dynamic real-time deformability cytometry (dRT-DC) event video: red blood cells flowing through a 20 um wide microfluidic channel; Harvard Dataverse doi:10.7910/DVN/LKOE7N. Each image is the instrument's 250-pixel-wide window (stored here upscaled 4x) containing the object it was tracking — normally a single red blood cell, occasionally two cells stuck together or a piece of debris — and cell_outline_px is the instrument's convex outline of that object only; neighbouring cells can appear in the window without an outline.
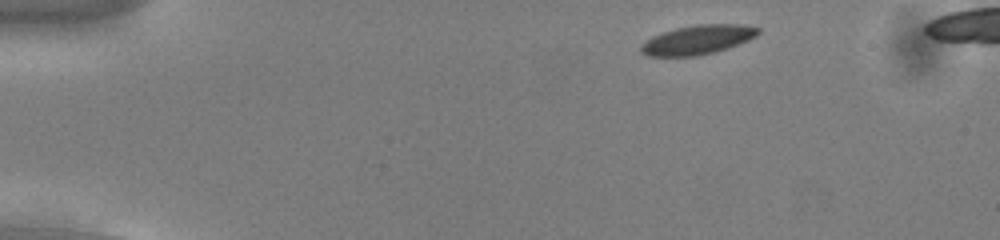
{"species": "common noctule bat (a hibernating species)", "species_latin": "Nyctalus noctula", "temperature_condition": "cold", "stored_images_in_passage": 48, "camera_frame_rate_fps": 3000, "um_per_image_px": 0.085, "animal": {"sex": "male", "body_mass_g": 13.0, "forearm_length_mm": 53.1}, "frame": {"image": 1, "passage_image": 3, "time_ms": 0.667, "image_size_px": [1000, 240], "cell_outline_px": [[760, 32], [756, 36], [748, 40], [716, 52], [696, 56], [648, 56], [640, 52], [640, 44], [652, 36], [676, 28], [696, 24], [740, 24], [760, 28]], "centroid_in_image_um": [59.28, 3.38], "position_along_channel_um": 25.7, "area_um2": 20.0}}
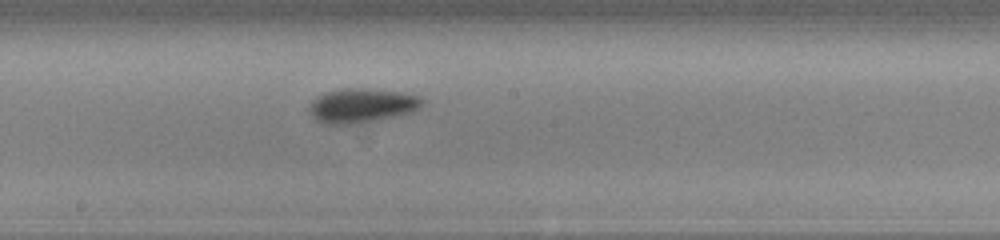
{"frame": {"image": 2, "passage_image": 25, "time_ms": 8.0, "image_size_px": [1000, 240], "cell_outline_px": [[424, 104], [420, 108], [412, 112], [376, 120], [352, 124], [320, 124], [312, 116], [308, 108], [312, 100], [324, 92], [340, 88], [368, 88], [404, 92], [420, 96], [424, 100]], "centroid_in_image_um": [30.75, 8.96], "position_along_channel_um": 217.5, "area_um2": 22.95}}
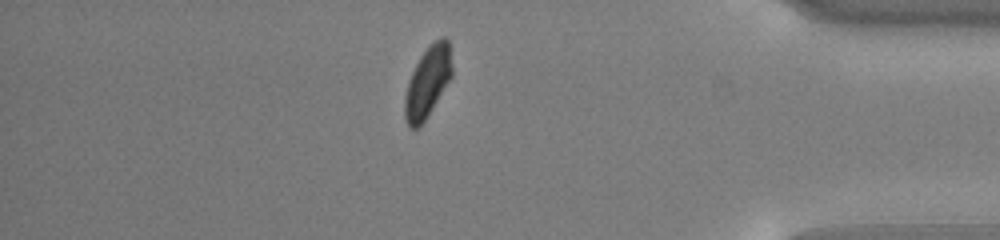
{"frame": {"image": 3, "passage_image": 42, "time_ms": 13.667, "image_size_px": [1000, 240], "cell_outline_px": [[452, 76], [424, 120], [416, 128], [408, 128], [404, 116], [404, 96], [408, 80], [420, 56], [428, 44], [440, 36], [444, 36], [448, 40], [452, 68]], "centroid_in_image_um": [36.33, 6.92], "position_along_channel_um": 398.9, "area_um2": 19.42}}